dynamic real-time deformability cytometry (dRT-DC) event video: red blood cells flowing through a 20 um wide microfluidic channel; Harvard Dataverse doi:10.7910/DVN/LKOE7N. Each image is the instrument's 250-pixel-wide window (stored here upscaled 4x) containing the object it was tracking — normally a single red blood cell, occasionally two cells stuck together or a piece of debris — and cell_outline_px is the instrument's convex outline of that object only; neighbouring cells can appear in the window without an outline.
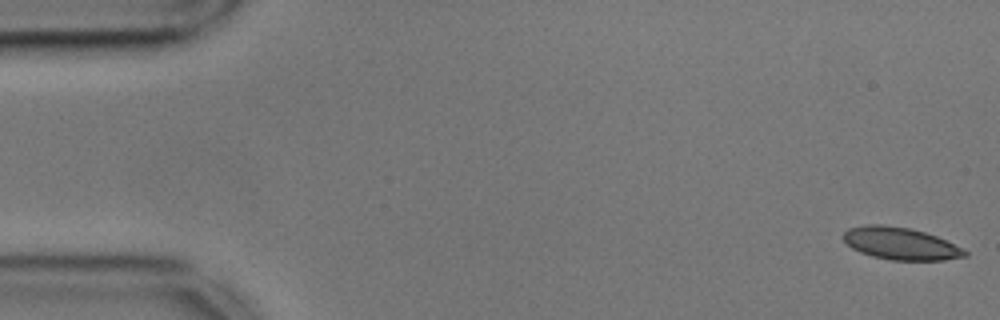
{"species": "common noctule bat (a hibernating species)", "species_latin": "Nyctalus noctula", "temperature_condition": "cold", "stored_images_in_passage": 56, "segment_of_instrument_passage": [1, 2], "camera_frame_rate_fps": 3000, "um_per_image_px": 0.085, "animal": {"sex": "male", "body_mass_g": 17.9, "forearm_length_mm": 54.2}, "frame": {"image": 1, "passage_image": 1, "time_ms": 0.0, "image_size_px": [1000, 320], "cell_outline_px": [[968, 256], [944, 260], [892, 260], [872, 256], [860, 252], [852, 248], [844, 240], [844, 232], [848, 228], [868, 224], [884, 224], [908, 228], [924, 232], [936, 236], [968, 252]], "centroid_in_image_um": [76.52, 20.7], "position_along_channel_um": 8.5, "area_um2": 22.6}}
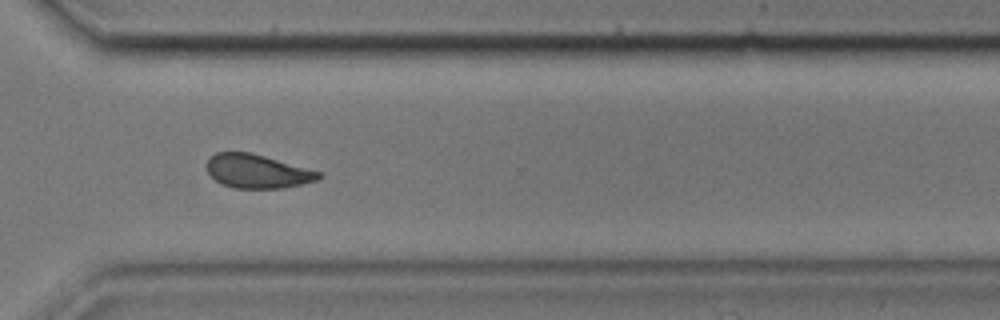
{"frame": {"image": 2, "passage_image": 40, "time_ms": 13.0, "image_size_px": [1000, 320], "cell_outline_px": [[324, 176], [316, 180], [284, 188], [236, 188], [220, 184], [208, 172], [208, 160], [216, 152], [252, 152], [320, 172]], "centroid_in_image_um": [21.87, 14.56], "position_along_channel_um": 348.7, "area_um2": 21.79}}
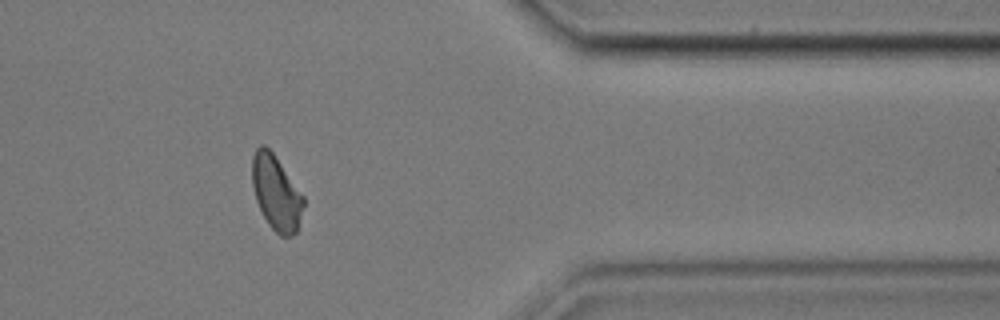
{"frame": {"image": 3, "passage_image": 45, "time_ms": 14.667, "image_size_px": [1000, 320], "cell_outline_px": [[304, 204], [296, 232], [292, 236], [280, 236], [268, 224], [256, 200], [252, 184], [252, 156], [256, 148], [260, 144], [264, 144], [272, 152], [304, 196]], "centroid_in_image_um": [23.46, 16.38], "position_along_channel_um": 387.9, "area_um2": 22.14}}